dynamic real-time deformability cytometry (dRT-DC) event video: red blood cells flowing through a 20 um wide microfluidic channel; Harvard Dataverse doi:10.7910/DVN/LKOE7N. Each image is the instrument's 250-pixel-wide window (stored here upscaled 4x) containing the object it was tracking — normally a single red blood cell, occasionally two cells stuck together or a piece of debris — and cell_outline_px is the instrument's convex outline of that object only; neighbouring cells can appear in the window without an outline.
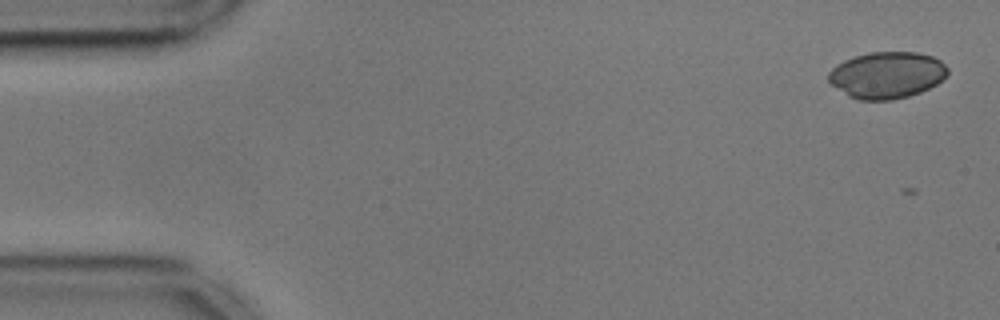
{"species": "common noctule bat (a hibernating species)", "species_latin": "Nyctalus noctula", "temperature_condition": "cold", "stored_images_in_passage": 39, "camera_frame_rate_fps": 3000, "um_per_image_px": 0.085, "animal": {"sex": "male", "body_mass_g": 17.9, "forearm_length_mm": 54.2}, "frame": {"image": 1, "passage_image": 2, "time_ms": 0.333, "image_size_px": [1000, 320], "cell_outline_px": [[948, 76], [936, 84], [920, 92], [908, 96], [892, 100], [860, 100], [848, 96], [832, 84], [828, 80], [828, 72], [836, 64], [844, 60], [868, 52], [916, 52], [932, 56], [940, 60], [948, 68]], "centroid_in_image_um": [75.39, 6.37], "position_along_channel_um": 9.6, "area_um2": 32.43}}
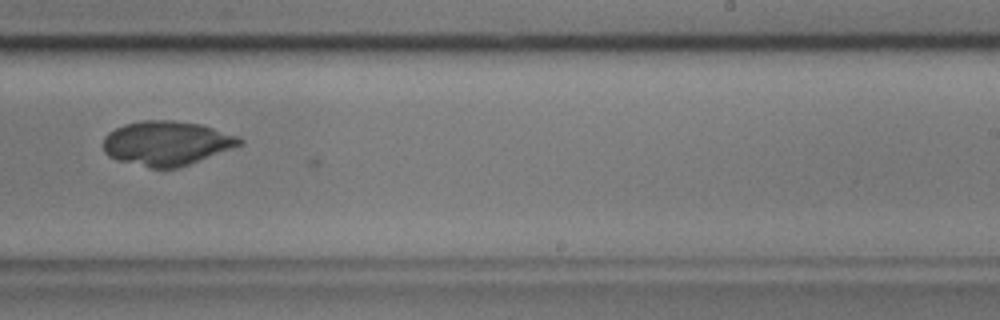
{"frame": {"image": 2, "passage_image": 34, "time_ms": 11.0, "image_size_px": [1000, 320], "cell_outline_px": [[244, 144], [188, 164], [176, 168], [148, 168], [116, 160], [108, 156], [104, 152], [104, 136], [108, 132], [124, 124], [140, 120], [172, 120], [200, 124], [240, 136], [244, 140]], "centroid_in_image_um": [14.16, 12.17], "position_along_channel_um": 274.8, "area_um2": 35.43}}
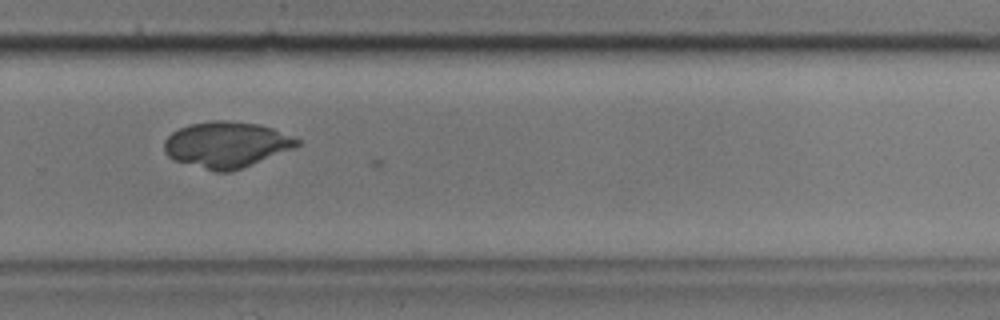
{"frame": {"image": 3, "passage_image": 37, "time_ms": 12.0, "image_size_px": [1000, 320], "cell_outline_px": [[300, 144], [292, 148], [240, 168], [228, 172], [216, 172], [176, 160], [168, 156], [164, 152], [164, 140], [172, 132], [180, 128], [192, 124], [212, 120], [224, 120], [260, 124], [272, 128], [300, 140]], "centroid_in_image_um": [19.21, 12.28], "position_along_channel_um": 310.6, "area_um2": 34.91}}